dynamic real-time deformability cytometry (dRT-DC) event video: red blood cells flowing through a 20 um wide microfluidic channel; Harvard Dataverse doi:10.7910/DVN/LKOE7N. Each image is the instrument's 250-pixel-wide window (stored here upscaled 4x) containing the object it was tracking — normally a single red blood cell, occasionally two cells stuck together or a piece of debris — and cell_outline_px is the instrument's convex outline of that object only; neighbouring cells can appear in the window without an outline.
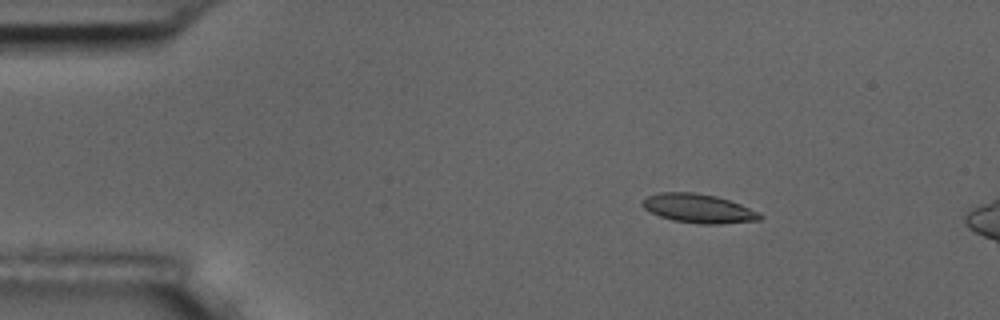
{"species": "common noctule bat (a hibernating species)", "species_latin": "Nyctalus noctula", "temperature_condition": "room temperature", "stored_images_in_passage": 5, "camera_frame_rate_fps": 3000, "um_per_image_px": 0.085, "animal": {"sex": "male", "body_mass_g": 17.5, "forearm_length_mm": 52.3}, "frame": {"image": 1, "passage_image": 3, "time_ms": 2.333, "image_size_px": [1000, 320], "cell_outline_px": [[764, 216], [760, 220], [720, 224], [700, 224], [672, 220], [660, 216], [644, 208], [640, 204], [640, 200], [648, 196], [660, 192], [692, 192], [716, 196], [740, 204], [760, 212]], "centroid_in_image_um": [59.37, 17.72], "position_along_channel_um": 25.6, "area_um2": 19.88}}